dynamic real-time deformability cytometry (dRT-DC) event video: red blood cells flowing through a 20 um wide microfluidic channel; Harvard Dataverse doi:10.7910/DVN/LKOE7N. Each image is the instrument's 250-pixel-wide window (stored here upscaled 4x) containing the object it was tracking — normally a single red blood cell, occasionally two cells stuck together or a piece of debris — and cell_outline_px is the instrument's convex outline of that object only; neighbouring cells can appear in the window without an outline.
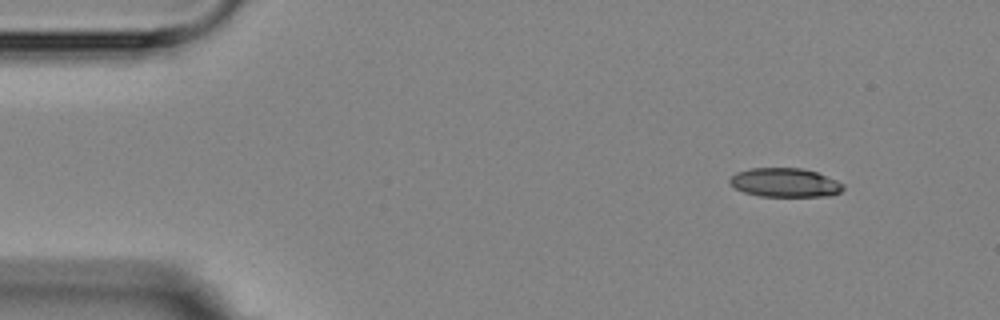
{"species": "Egyptian fruit bat (a non-hibernating species)", "species_latin": "Rousettus aegyptiacus", "temperature_condition": "room temperature", "stored_images_in_passage": 3, "camera_frame_rate_fps": 3000, "um_per_image_px": 0.085, "animal": {"sex": "female"}, "frame": {"image": 1, "passage_image": 1, "time_ms": 0.0, "image_size_px": [1000, 320], "cell_outline_px": [[844, 188], [840, 192], [828, 196], [760, 196], [744, 192], [736, 188], [728, 180], [736, 172], [748, 168], [800, 168], [816, 172], [836, 180], [844, 184]], "centroid_in_image_um": [66.72, 15.52], "position_along_channel_um": 18.3, "area_um2": 19.02}}
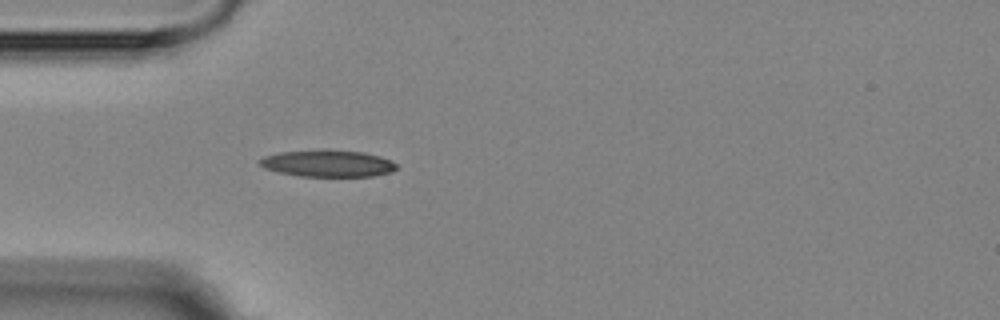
{"frame": {"image": 2, "passage_image": 3, "time_ms": 3.333, "image_size_px": [1000, 320], "cell_outline_px": [[400, 168], [392, 172], [372, 176], [300, 176], [280, 172], [264, 168], [256, 160], [264, 156], [280, 152], [364, 152], [380, 156], [396, 164]], "centroid_in_image_um": [27.88, 13.93], "position_along_channel_um": 57.1, "area_um2": 20.52}}